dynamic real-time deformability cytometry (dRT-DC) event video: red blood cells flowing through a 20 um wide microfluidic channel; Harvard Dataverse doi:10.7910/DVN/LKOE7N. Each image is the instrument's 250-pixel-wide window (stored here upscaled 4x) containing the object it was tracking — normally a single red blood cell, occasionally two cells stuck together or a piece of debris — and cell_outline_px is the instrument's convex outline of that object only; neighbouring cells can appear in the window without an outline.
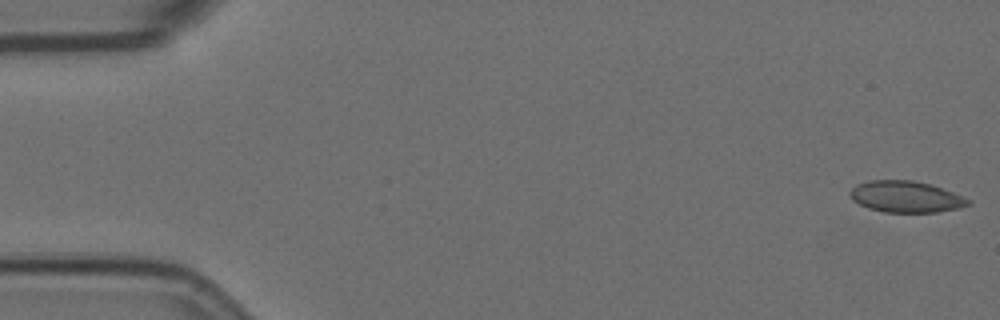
{"species": "Egyptian fruit bat (a non-hibernating species)", "species_latin": "Rousettus aegyptiacus", "temperature_condition": "room temperature", "stored_images_in_passage": 24, "camera_frame_rate_fps": 3000, "um_per_image_px": 0.085, "animal": {"sex": "female"}, "frame": {"image": 1, "passage_image": 1, "time_ms": 0.0, "image_size_px": [1000, 320], "cell_outline_px": [[972, 204], [956, 208], [936, 212], [884, 212], [868, 208], [852, 200], [848, 196], [848, 192], [856, 184], [868, 180], [912, 180], [932, 184], [972, 200]], "centroid_in_image_um": [76.96, 16.71], "position_along_channel_um": 8.0, "area_um2": 21.73}}
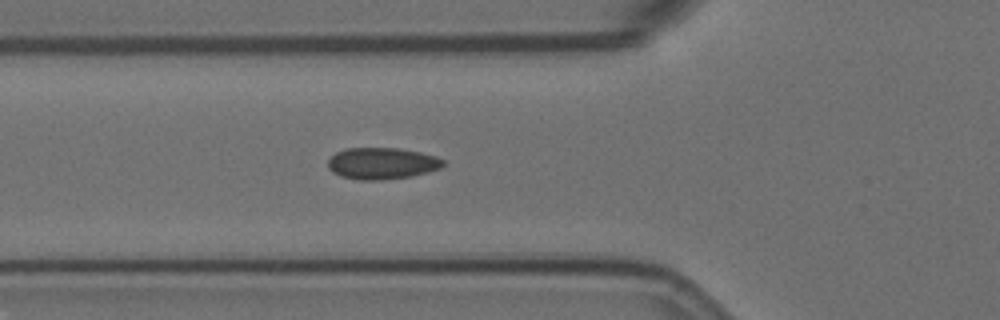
{"frame": {"image": 2, "passage_image": 20, "time_ms": 6.333, "image_size_px": [1000, 320], "cell_outline_px": [[444, 164], [440, 168], [428, 172], [412, 176], [380, 180], [360, 180], [340, 176], [332, 172], [328, 168], [328, 160], [336, 152], [344, 148], [400, 148], [420, 152], [436, 156], [444, 160]], "centroid_in_image_um": [32.45, 13.88], "position_along_channel_um": 93.3, "area_um2": 21.33}}
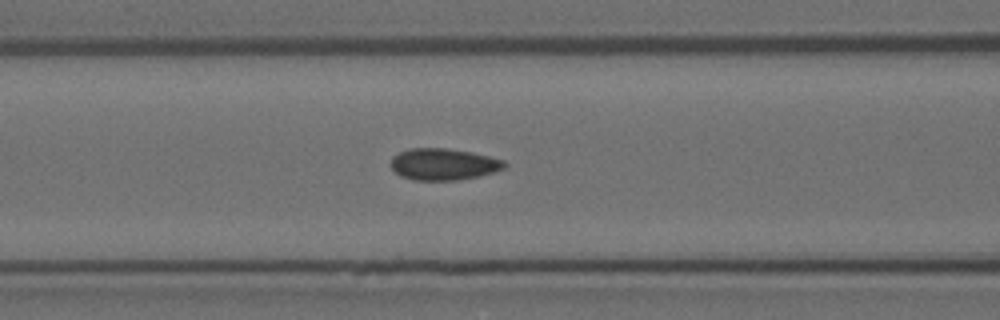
{"frame": {"image": 3, "passage_image": 23, "time_ms": 7.333, "image_size_px": [1000, 320], "cell_outline_px": [[508, 164], [504, 168], [496, 172], [480, 176], [456, 180], [412, 180], [400, 176], [392, 168], [392, 156], [408, 148], [448, 148], [472, 152], [504, 160]], "centroid_in_image_um": [37.72, 13.96], "position_along_channel_um": 128.9, "area_um2": 21.1}}